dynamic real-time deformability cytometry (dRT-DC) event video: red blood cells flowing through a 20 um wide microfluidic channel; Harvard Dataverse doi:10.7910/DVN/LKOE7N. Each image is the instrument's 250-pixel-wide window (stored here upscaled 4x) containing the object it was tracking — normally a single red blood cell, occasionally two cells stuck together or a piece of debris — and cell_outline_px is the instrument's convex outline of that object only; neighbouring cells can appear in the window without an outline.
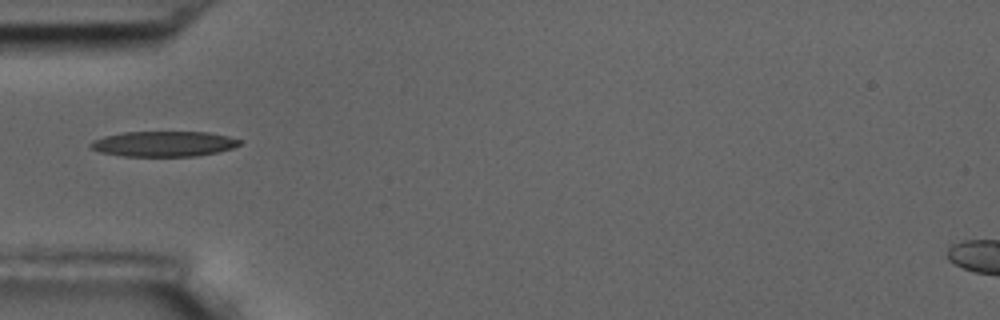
{"species": "common noctule bat (a hibernating species)", "species_latin": "Nyctalus noctula", "temperature_condition": "room temperature", "stored_images_in_passage": 4, "camera_frame_rate_fps": 3000, "um_per_image_px": 0.085, "animal": {"sex": "male", "body_mass_g": 17.5, "forearm_length_mm": 52.3}, "frame": {"image": 1, "passage_image": 1, "time_ms": 0.0, "image_size_px": [1000, 320], "cell_outline_px": [[244, 140], [240, 144], [232, 148], [216, 152], [196, 156], [124, 156], [100, 152], [92, 148], [88, 144], [92, 140], [104, 136], [124, 132], [208, 132], [228, 136]], "centroid_in_image_um": [13.92, 12.22], "position_along_channel_um": 71.1, "area_um2": 22.02}}
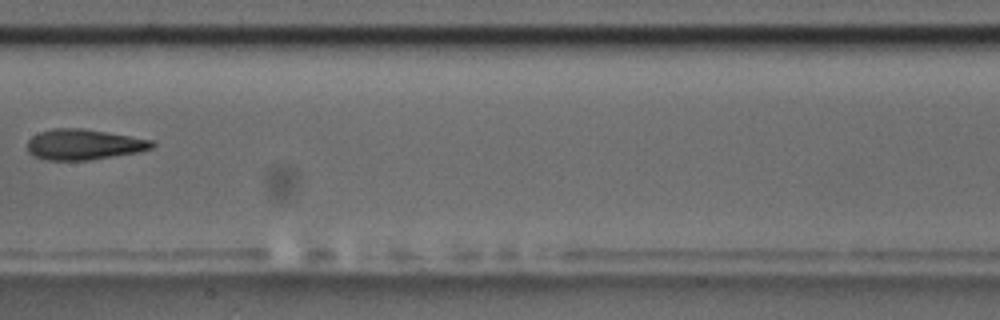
{"frame": {"image": 2, "passage_image": 4, "time_ms": 3.667, "image_size_px": [1000, 320], "cell_outline_px": [[156, 144], [152, 148], [136, 152], [88, 160], [48, 160], [36, 156], [28, 152], [28, 140], [32, 136], [40, 132], [52, 128], [84, 128], [152, 140]], "centroid_in_image_um": [7.11, 12.27], "position_along_channel_um": 200.3, "area_um2": 21.96}}